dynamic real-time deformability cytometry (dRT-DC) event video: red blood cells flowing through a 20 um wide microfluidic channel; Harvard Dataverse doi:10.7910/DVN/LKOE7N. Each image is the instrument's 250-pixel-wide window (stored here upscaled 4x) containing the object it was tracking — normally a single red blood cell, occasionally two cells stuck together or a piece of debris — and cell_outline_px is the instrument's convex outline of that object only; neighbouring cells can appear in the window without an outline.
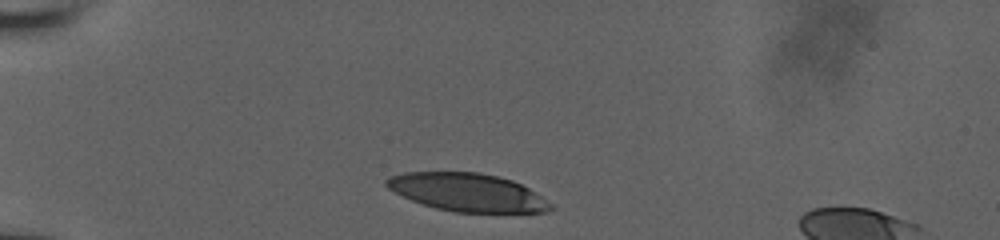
{"species": "human", "species_latin": "Homo sapiens", "temperature_condition": "room temperature", "stored_images_in_passage": 28, "camera_frame_rate_fps": 3000, "um_per_image_px": 0.085, "donor": {"sex": "male"}, "frame": {"image": 1, "passage_image": 1, "time_ms": 0.0, "image_size_px": [1000, 240], "cell_outline_px": [[552, 208], [544, 212], [456, 212], [436, 208], [412, 200], [388, 188], [384, 184], [384, 180], [388, 176], [404, 172], [480, 172], [512, 180], [528, 188], [552, 204]], "centroid_in_image_um": [39.69, 16.33], "position_along_channel_um": 45.3, "area_um2": 36.01}}
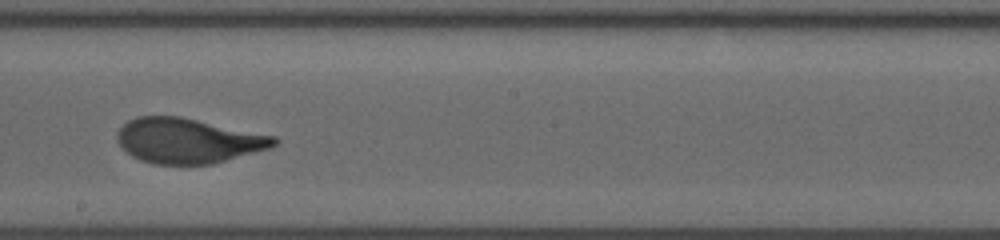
{"frame": {"image": 2, "passage_image": 16, "time_ms": 6.0, "image_size_px": [1000, 240], "cell_outline_px": [[280, 140], [276, 144], [268, 148], [256, 152], [212, 164], [152, 164], [140, 160], [132, 156], [116, 140], [116, 132], [128, 120], [136, 116], [180, 116], [276, 136]], "centroid_in_image_um": [15.98, 11.95], "position_along_channel_um": 232.2, "area_um2": 41.15}}
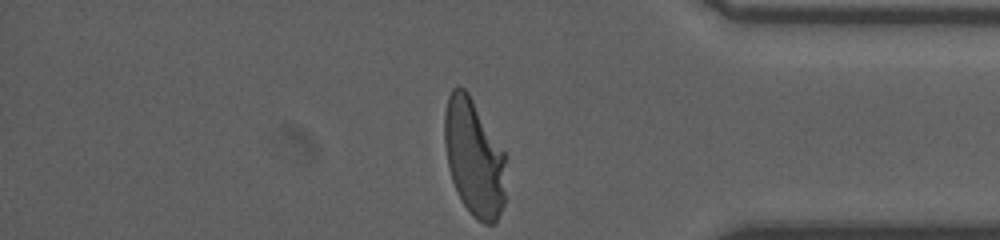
{"frame": {"image": 3, "passage_image": 28, "time_ms": 10.667, "image_size_px": [1000, 240], "cell_outline_px": [[504, 204], [496, 220], [492, 224], [484, 224], [472, 216], [460, 200], [452, 180], [448, 164], [444, 144], [444, 112], [448, 96], [452, 88], [456, 84], [464, 88], [468, 92], [504, 152]], "centroid_in_image_um": [40.25, 13.38], "position_along_channel_um": 394.9, "area_um2": 41.67}, "authors_computed_cell_mechanics": {"area_um2": 41.3848, "velocity_mm_per_s": 3.8242, "shape_relaxation_time_tau1_ms": 5.3525, "shape_relaxation_time_tau2_ms": null, "deformation_change_tau1": 0.2431, "deformation_change_tau2": null}}